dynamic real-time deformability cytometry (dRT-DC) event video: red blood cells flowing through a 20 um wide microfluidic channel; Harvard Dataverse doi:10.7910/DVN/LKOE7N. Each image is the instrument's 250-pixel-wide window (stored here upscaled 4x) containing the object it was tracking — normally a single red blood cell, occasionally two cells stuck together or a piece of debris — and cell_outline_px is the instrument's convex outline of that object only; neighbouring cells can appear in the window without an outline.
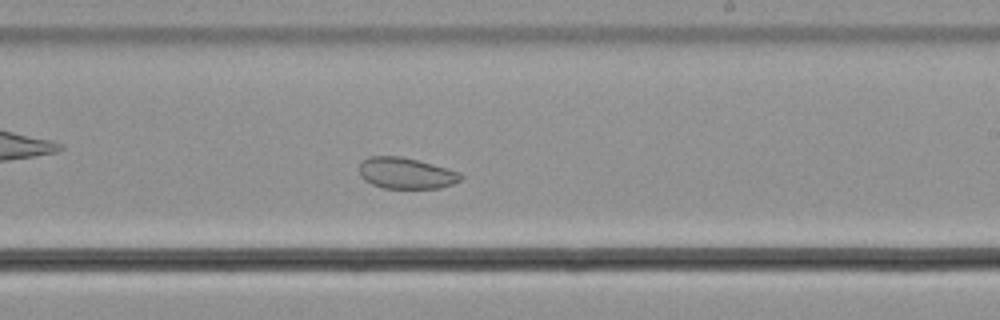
{"species": "common noctule bat (a hibernating species)", "species_latin": "Nyctalus noctula", "temperature_condition": "cold", "stored_images_in_passage": 52, "camera_frame_rate_fps": 3000, "um_per_image_px": 0.085, "animal": {"sex": "male", "body_mass_g": 21.5, "forearm_length_mm": 52.0}, "frame": {"image": 1, "passage_image": 30, "time_ms": 9.667, "image_size_px": [1000, 320], "cell_outline_px": [[464, 176], [460, 180], [452, 184], [440, 188], [384, 188], [372, 184], [364, 180], [360, 176], [360, 164], [368, 156], [400, 156], [432, 164], [460, 172]], "centroid_in_image_um": [34.51, 14.72], "position_along_channel_um": 254.5, "area_um2": 18.32}, "authors_computed_cell_mechanics": {"area_um2": 25.6921, "velocity_mm_per_s": 3.6382, "shape_relaxation_time_tau1_ms": 0.6591, "shape_relaxation_time_tau2_ms": 2.926, "deformation_change_tau1": null, "deformation_change_tau2": 0.0566}}